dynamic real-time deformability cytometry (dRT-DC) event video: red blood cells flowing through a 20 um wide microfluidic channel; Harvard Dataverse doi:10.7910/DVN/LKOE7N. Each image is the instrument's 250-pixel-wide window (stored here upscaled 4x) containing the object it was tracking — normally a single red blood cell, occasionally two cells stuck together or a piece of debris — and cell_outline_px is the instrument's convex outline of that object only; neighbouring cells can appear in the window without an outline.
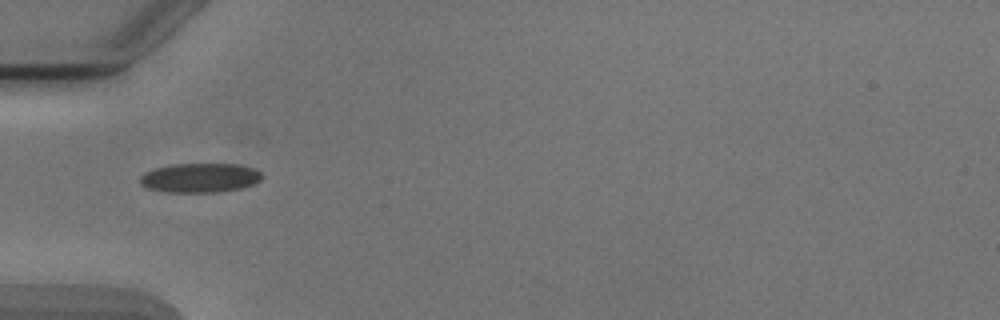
{"species": "Egyptian fruit bat (a non-hibernating species)", "species_latin": "Rousettus aegyptiacus", "temperature_condition": "cold", "stored_images_in_passage": 2, "camera_frame_rate_fps": 3000, "um_per_image_px": 0.085, "animal": {"sex": "male"}, "frame": {"image": 1, "passage_image": 1, "time_ms": 0.0, "image_size_px": [1000, 320], "cell_outline_px": [[260, 180], [252, 184], [240, 188], [216, 192], [168, 192], [148, 188], [140, 184], [140, 176], [144, 172], [156, 168], [172, 164], [240, 164], [252, 168], [260, 172]], "centroid_in_image_um": [16.95, 15.11], "position_along_channel_um": 68.0, "area_um2": 20.63}}
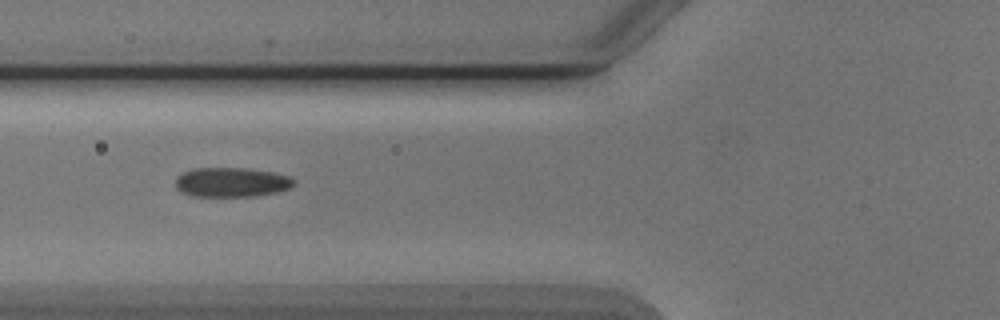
{"frame": {"image": 2, "passage_image": 2, "time_ms": 1.0, "image_size_px": [1000, 320], "cell_outline_px": [[296, 184], [292, 188], [276, 192], [252, 196], [192, 196], [176, 188], [176, 176], [184, 172], [196, 168], [248, 168], [272, 172], [288, 176], [296, 180]], "centroid_in_image_um": [19.72, 15.48], "position_along_channel_um": 106.1, "area_um2": 20.35}}